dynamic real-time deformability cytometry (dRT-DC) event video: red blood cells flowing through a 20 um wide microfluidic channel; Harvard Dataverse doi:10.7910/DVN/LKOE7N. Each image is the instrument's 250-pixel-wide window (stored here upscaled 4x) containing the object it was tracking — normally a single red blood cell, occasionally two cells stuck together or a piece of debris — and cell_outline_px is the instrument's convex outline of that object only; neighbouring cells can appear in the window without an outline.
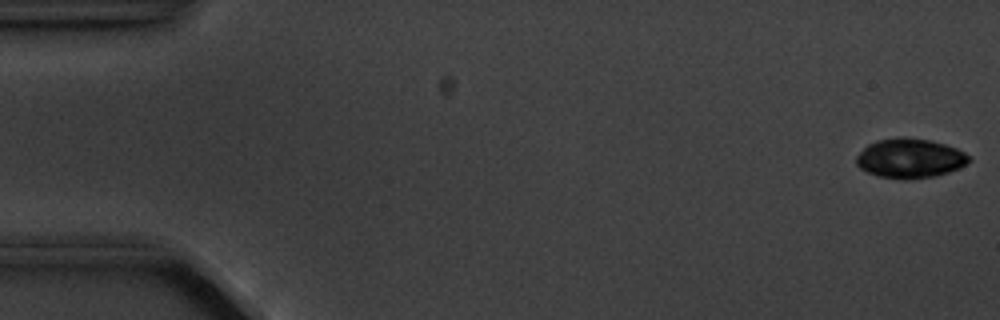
{"species": "common noctule bat (a hibernating species)", "species_latin": "Nyctalus noctula", "temperature_condition": "cold", "stored_images_in_passage": 4, "camera_frame_rate_fps": 3000, "um_per_image_px": 0.085, "animal": {"sex": "male", "body_mass_g": 20.1, "forearm_length_mm": 53.5}, "frame": {"image": 1, "passage_image": 1, "time_ms": 0.0, "image_size_px": [1000, 320], "cell_outline_px": [[972, 160], [960, 168], [936, 176], [880, 176], [868, 172], [860, 168], [856, 164], [856, 156], [868, 144], [876, 140], [928, 140], [944, 144], [956, 148], [964, 152]], "centroid_in_image_um": [77.37, 13.45], "position_along_channel_um": 7.6, "area_um2": 24.39}}